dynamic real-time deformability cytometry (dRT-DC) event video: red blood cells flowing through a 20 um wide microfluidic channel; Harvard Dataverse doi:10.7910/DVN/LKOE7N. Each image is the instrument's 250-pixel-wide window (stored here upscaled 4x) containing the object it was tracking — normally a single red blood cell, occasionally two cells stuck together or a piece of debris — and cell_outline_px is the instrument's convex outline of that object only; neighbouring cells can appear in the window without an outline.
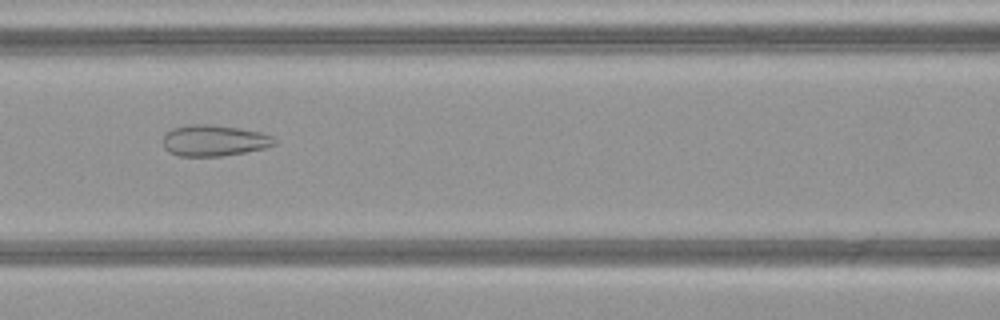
{"species": "common noctule bat (a hibernating species)", "species_latin": "Nyctalus noctula", "temperature_condition": "warm", "stored_images_in_passage": 50, "camera_frame_rate_fps": 3000, "um_per_image_px": 0.085, "animal": {"sex": "female", "body_mass_g": 21.9}, "frame": {"image": 1, "passage_image": 23, "time_ms": 7.333, "image_size_px": [1000, 320], "cell_outline_px": [[276, 144], [264, 148], [244, 152], [220, 156], [180, 156], [168, 152], [164, 148], [164, 132], [172, 128], [188, 124], [212, 124], [240, 128], [260, 132], [272, 136], [276, 140]], "centroid_in_image_um": [18.17, 11.93], "position_along_channel_um": 148.4, "area_um2": 20.35}}
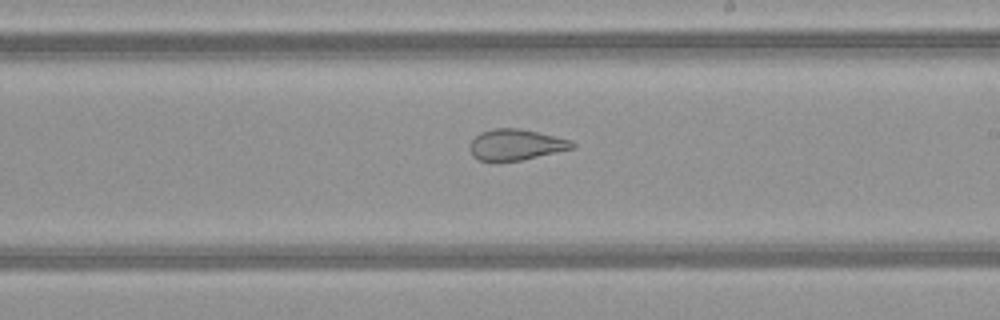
{"frame": {"image": 2, "passage_image": 30, "time_ms": 9.667, "image_size_px": [1000, 320], "cell_outline_px": [[576, 148], [520, 160], [496, 164], [480, 160], [472, 156], [468, 148], [468, 144], [480, 132], [492, 128], [520, 128], [572, 140], [576, 144]], "centroid_in_image_um": [43.8, 12.32], "position_along_channel_um": 245.2, "area_um2": 19.07}}
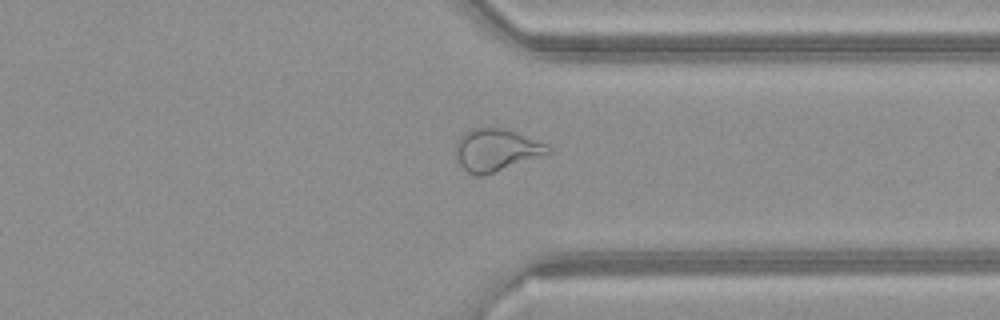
{"frame": {"image": 3, "passage_image": 39, "time_ms": 12.667, "image_size_px": [1000, 320], "cell_outline_px": [[552, 152], [484, 176], [476, 176], [468, 172], [456, 160], [456, 140], [464, 132], [476, 128], [504, 128], [548, 144], [552, 148]], "centroid_in_image_um": [42.17, 12.75], "position_along_channel_um": 369.2, "area_um2": 22.72}, "authors_computed_cell_mechanics": {"area_um2": 26.4146, "velocity_mm_per_s": 4.1472, "shape_relaxation_time_tau1_ms": null, "shape_relaxation_time_tau2_ms": 1.3516, "deformation_change_tau1": null, "deformation_change_tau2": 0.0965}}